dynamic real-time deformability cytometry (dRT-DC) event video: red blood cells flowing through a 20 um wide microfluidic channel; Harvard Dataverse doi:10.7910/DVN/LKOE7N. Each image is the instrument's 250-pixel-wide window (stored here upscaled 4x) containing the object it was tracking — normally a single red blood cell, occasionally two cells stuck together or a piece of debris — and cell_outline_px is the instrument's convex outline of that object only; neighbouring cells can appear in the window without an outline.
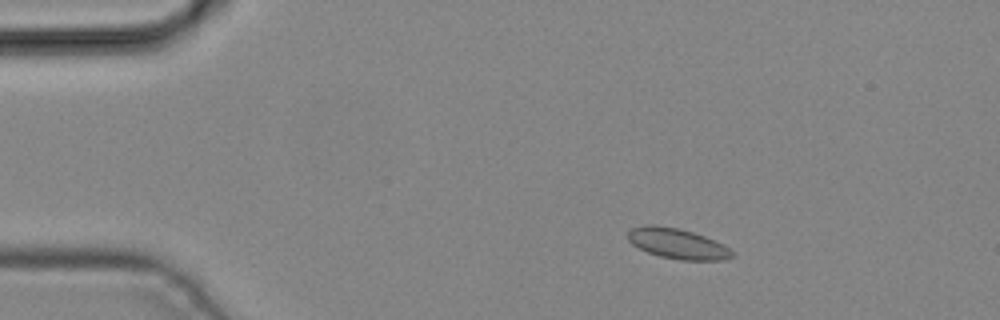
{"species": "common noctule bat (a hibernating species)", "species_latin": "Nyctalus noctula", "temperature_condition": "cold", "stored_images_in_passage": 3, "camera_frame_rate_fps": 3000, "um_per_image_px": 0.085, "animal": {"sex": "male", "body_mass_g": 19.2, "forearm_length_mm": 51.8}, "frame": {"image": 1, "passage_image": 2, "time_ms": 0.333, "image_size_px": [1000, 320], "cell_outline_px": [[732, 256], [724, 260], [680, 260], [660, 256], [648, 252], [632, 244], [628, 240], [628, 232], [632, 228], [648, 224], [656, 224], [676, 228], [692, 232], [704, 236], [724, 244], [732, 252]], "centroid_in_image_um": [57.57, 20.7], "position_along_channel_um": 27.4, "area_um2": 18.26}}